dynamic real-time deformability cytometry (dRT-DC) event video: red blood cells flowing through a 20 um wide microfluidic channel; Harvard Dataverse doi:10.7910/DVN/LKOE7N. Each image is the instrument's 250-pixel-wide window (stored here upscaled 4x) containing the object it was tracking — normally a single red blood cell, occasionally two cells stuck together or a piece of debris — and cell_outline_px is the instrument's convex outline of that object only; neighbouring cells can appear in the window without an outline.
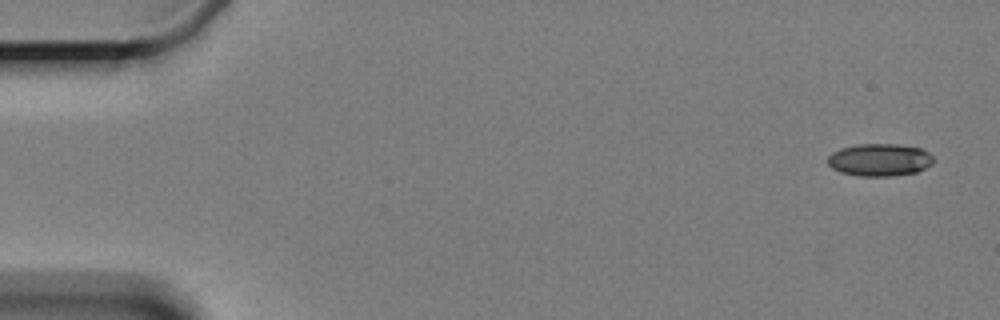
{"species": "Egyptian fruit bat (a non-hibernating species)", "species_latin": "Rousettus aegyptiacus", "temperature_condition": "cold", "stored_images_in_passage": 4, "camera_frame_rate_fps": 3000, "um_per_image_px": 0.085, "animal": {"sex": "female"}, "frame": {"image": 1, "passage_image": 1, "time_ms": 0.0, "image_size_px": [1000, 320], "cell_outline_px": [[936, 160], [932, 164], [916, 172], [892, 176], [860, 176], [840, 172], [832, 168], [828, 164], [828, 156], [832, 152], [840, 148], [860, 144], [896, 144], [920, 148], [928, 152]], "centroid_in_image_um": [74.77, 13.59], "position_along_channel_um": 10.2, "area_um2": 20.06}}